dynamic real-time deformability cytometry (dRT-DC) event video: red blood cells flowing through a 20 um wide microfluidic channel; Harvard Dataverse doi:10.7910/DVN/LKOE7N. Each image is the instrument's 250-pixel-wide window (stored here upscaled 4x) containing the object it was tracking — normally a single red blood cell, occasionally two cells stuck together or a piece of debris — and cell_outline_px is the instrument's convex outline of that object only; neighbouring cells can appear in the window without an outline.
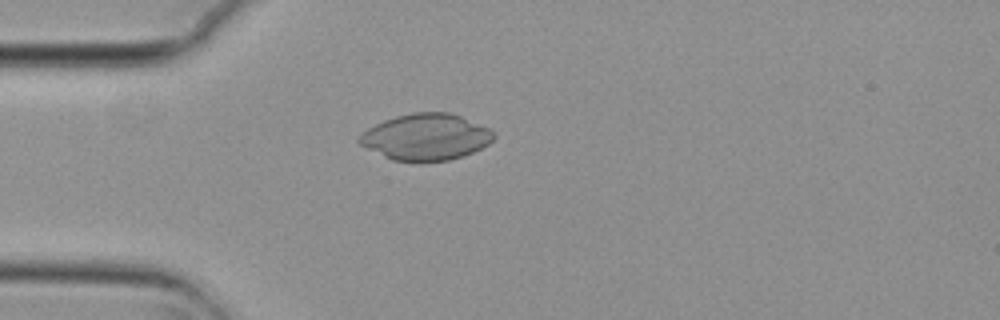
{"species": "common noctule bat (a hibernating species)", "species_latin": "Nyctalus noctula", "temperature_condition": "cold", "stored_images_in_passage": 3, "camera_frame_rate_fps": 3000, "um_per_image_px": 0.085, "animal": {"sex": "female", "body_mass_g": 29.2, "forearm_length_mm": 56.3}, "frame": {"image": 1, "passage_image": 3, "time_ms": 0.667, "image_size_px": [1000, 320], "cell_outline_px": [[496, 136], [488, 144], [464, 156], [448, 160], [392, 160], [360, 144], [356, 140], [368, 128], [384, 120], [396, 116], [412, 112], [448, 112], [460, 116], [488, 128], [496, 132]], "centroid_in_image_um": [36.22, 11.62], "position_along_channel_um": 48.8, "area_um2": 35.78}}